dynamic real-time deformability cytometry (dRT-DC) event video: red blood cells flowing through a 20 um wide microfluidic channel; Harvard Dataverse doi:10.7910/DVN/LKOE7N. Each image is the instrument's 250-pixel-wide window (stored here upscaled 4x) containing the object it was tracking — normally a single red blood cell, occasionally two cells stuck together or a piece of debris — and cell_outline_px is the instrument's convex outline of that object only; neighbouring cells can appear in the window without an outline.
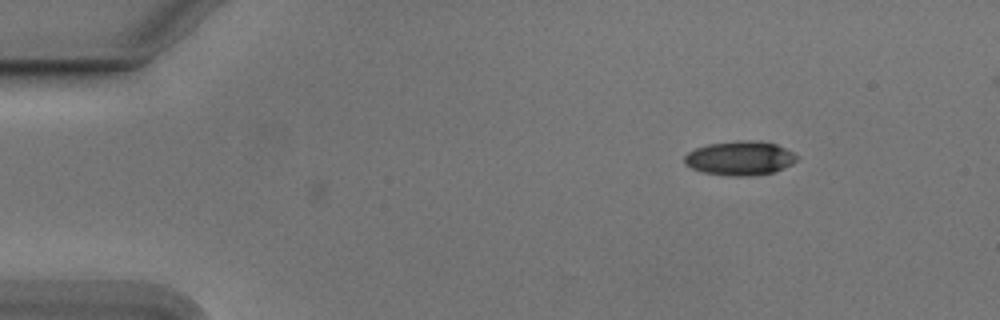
{"species": "Egyptian fruit bat (a non-hibernating species)", "species_latin": "Rousettus aegyptiacus", "temperature_condition": "cold", "stored_images_in_passage": 13, "camera_frame_rate_fps": 3000, "um_per_image_px": 0.085, "animal": {"sex": "male"}, "frame": {"image": 1, "passage_image": 13, "time_ms": 4.0, "image_size_px": [1000, 320], "cell_outline_px": [[800, 156], [792, 164], [784, 168], [772, 172], [748, 176], [732, 176], [704, 172], [692, 168], [684, 164], [684, 156], [688, 152], [696, 148], [708, 144], [736, 140], [752, 140], [776, 144]], "centroid_in_image_um": [62.89, 13.44], "position_along_channel_um": 22.1, "area_um2": 22.31}}